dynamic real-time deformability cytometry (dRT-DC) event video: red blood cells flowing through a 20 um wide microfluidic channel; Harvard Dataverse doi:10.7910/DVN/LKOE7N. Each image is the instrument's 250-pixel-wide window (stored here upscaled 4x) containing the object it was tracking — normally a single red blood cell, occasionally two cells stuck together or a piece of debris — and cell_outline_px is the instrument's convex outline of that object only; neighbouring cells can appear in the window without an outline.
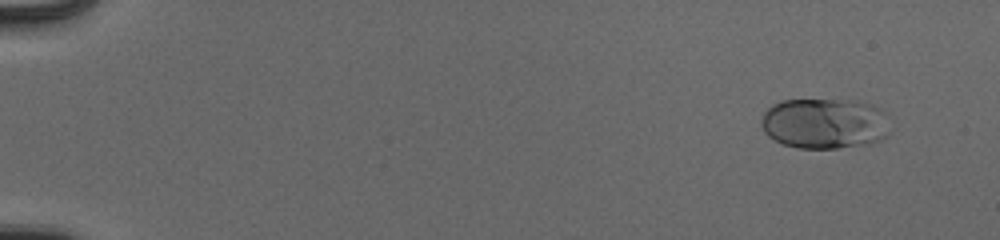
{"species": "human", "species_latin": "Homo sapiens", "temperature_condition": "cold", "stored_images_in_passage": 54, "camera_frame_rate_fps": 3000, "um_per_image_px": 0.085, "donor": {"sex": "male"}, "frame": {"image": 1, "passage_image": 5, "time_ms": 1.333, "image_size_px": [1000, 240], "cell_outline_px": [[888, 136], [880, 140], [868, 144], [836, 148], [796, 148], [784, 144], [768, 136], [764, 132], [760, 124], [760, 120], [764, 112], [772, 104], [784, 100], [856, 100], [872, 104], [880, 108], [888, 116]], "centroid_in_image_um": [70.1, 10.49], "position_along_channel_um": 14.9, "area_um2": 38.38}}
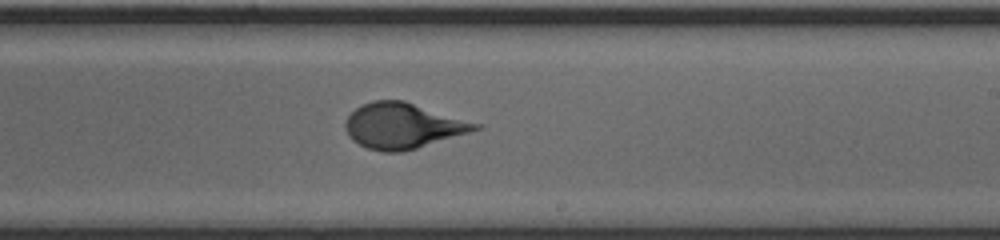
{"frame": {"image": 2, "passage_image": 35, "time_ms": 11.333, "image_size_px": [1000, 240], "cell_outline_px": [[484, 128], [416, 148], [400, 152], [384, 152], [368, 148], [352, 140], [348, 136], [344, 128], [344, 124], [348, 116], [356, 108], [372, 100], [404, 100], [480, 124]], "centroid_in_image_um": [34.23, 10.69], "position_along_channel_um": 254.8, "area_um2": 34.28}}
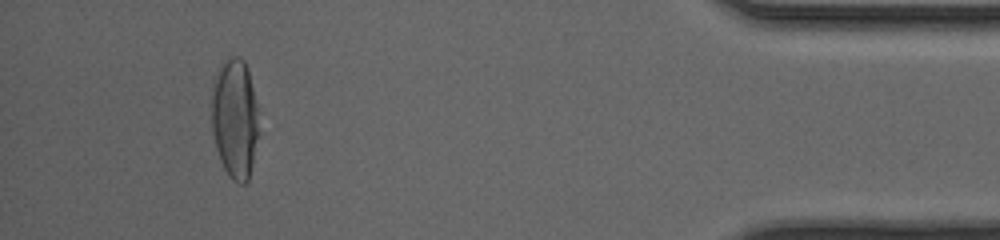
{"frame": {"image": 3, "passage_image": 51, "time_ms": 16.667, "image_size_px": [1000, 240], "cell_outline_px": [[256, 136], [252, 164], [248, 180], [244, 184], [240, 184], [232, 180], [228, 176], [220, 160], [216, 148], [212, 132], [212, 76], [220, 64], [224, 60], [232, 56], [240, 56], [244, 60], [248, 72], [256, 104]], "centroid_in_image_um": [19.9, 10.04], "position_along_channel_um": 415.3, "area_um2": 32.66}, "authors_computed_cell_mechanics": {"area_um2": 34.3043, "velocity_mm_per_s": 3.9748, "shape_relaxation_time_tau1_ms": 4.9896, "shape_relaxation_time_tau2_ms": null, "deformation_change_tau1": 0.1994, "deformation_change_tau2": null}}